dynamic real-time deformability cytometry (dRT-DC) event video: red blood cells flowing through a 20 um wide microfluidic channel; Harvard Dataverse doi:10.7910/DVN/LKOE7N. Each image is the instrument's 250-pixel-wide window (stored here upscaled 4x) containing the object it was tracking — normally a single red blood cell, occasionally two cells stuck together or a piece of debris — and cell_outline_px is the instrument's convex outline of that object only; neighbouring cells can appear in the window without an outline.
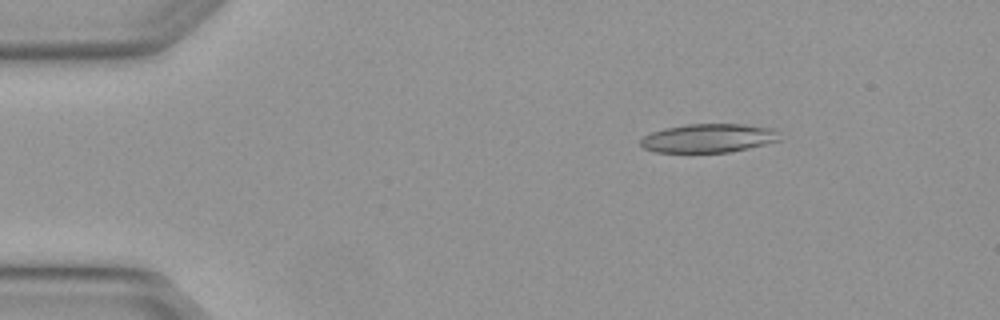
{"species": "Egyptian fruit bat (a non-hibernating species)", "species_latin": "Rousettus aegyptiacus", "temperature_condition": "warm", "stored_images_in_passage": 3, "camera_frame_rate_fps": 3000, "um_per_image_px": 0.085, "animal": {"sex": "female"}, "frame": {"image": 1, "passage_image": 2, "time_ms": 0.333, "image_size_px": [1000, 320], "cell_outline_px": [[780, 140], [748, 148], [728, 152], [656, 152], [644, 148], [640, 144], [640, 140], [644, 136], [652, 132], [664, 128], [688, 124], [744, 124], [772, 128], [776, 132]], "centroid_in_image_um": [60.19, 11.74], "position_along_channel_um": 24.8, "area_um2": 23.06}}